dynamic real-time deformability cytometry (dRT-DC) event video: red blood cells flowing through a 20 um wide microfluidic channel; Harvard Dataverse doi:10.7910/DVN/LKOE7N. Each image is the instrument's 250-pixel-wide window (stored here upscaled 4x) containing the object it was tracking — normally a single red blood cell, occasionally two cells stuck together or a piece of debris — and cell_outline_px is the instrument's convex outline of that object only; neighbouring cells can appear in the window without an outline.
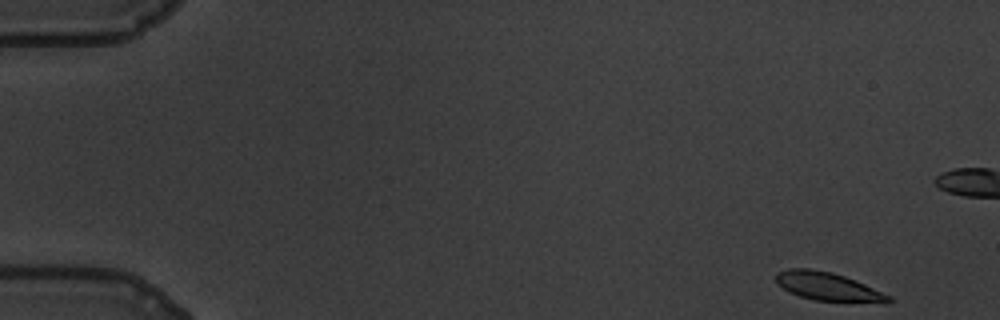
{"species": "common noctule bat (a hibernating species)", "species_latin": "Nyctalus noctula", "temperature_condition": "warm", "stored_images_in_passage": 58, "camera_frame_rate_fps": 3000, "um_per_image_px": 0.085, "animal": {"sex": "male", "body_mass_g": 19.5, "forearm_length_mm": 54.6}, "frame": {"image": 1, "passage_image": 1, "time_ms": 0.0, "image_size_px": [1000, 320], "cell_outline_px": [[892, 300], [888, 304], [884, 304], [816, 300], [800, 296], [784, 288], [776, 280], [776, 272], [788, 268], [812, 268], [832, 272], [844, 276], [864, 284], [892, 296]], "centroid_in_image_um": [70.46, 24.37], "position_along_channel_um": 14.5, "area_um2": 18.73}}
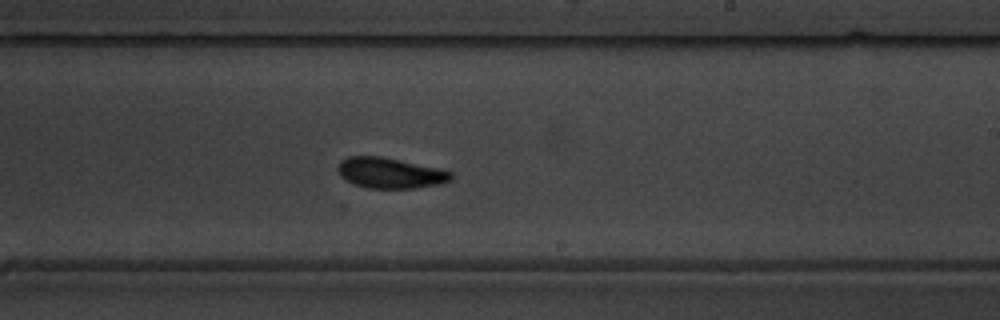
{"frame": {"image": 2, "passage_image": 34, "time_ms": 11.0, "image_size_px": [1000, 320], "cell_outline_px": [[452, 180], [440, 184], [416, 188], [368, 188], [352, 184], [340, 176], [336, 168], [340, 160], [348, 156], [380, 156], [440, 168], [452, 172]], "centroid_in_image_um": [33.14, 14.7], "position_along_channel_um": 255.9, "area_um2": 20.4}}
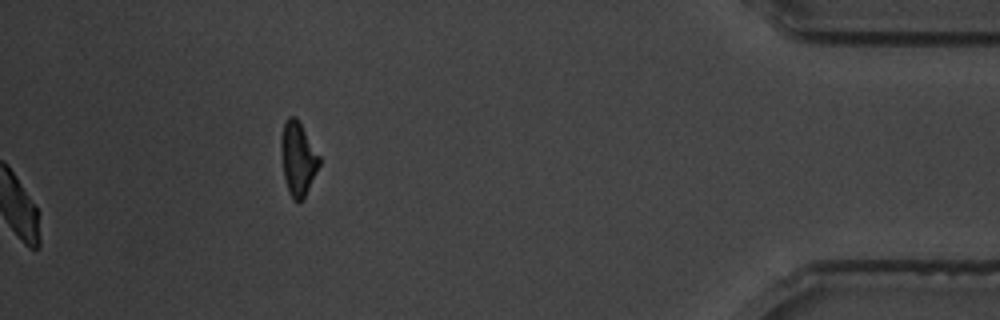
{"frame": {"image": 3, "passage_image": 58, "time_ms": 19.0, "image_size_px": [1000, 320], "cell_outline_px": [[320, 164], [304, 200], [292, 200], [288, 192], [284, 176], [280, 152], [280, 140], [284, 124], [288, 116], [296, 116], [320, 156]], "centroid_in_image_um": [25.32, 13.5], "position_along_channel_um": 409.9, "area_um2": 16.53}, "authors_computed_cell_mechanics": {"area_um2": 19.7676, "velocity_mm_per_s": 3.4096, "shape_relaxation_time_tau1_ms": 4.0406, "shape_relaxation_time_tau2_ms": 3.0457, "deformation_change_tau1": 0.1609, "deformation_change_tau2": 0.0951}}